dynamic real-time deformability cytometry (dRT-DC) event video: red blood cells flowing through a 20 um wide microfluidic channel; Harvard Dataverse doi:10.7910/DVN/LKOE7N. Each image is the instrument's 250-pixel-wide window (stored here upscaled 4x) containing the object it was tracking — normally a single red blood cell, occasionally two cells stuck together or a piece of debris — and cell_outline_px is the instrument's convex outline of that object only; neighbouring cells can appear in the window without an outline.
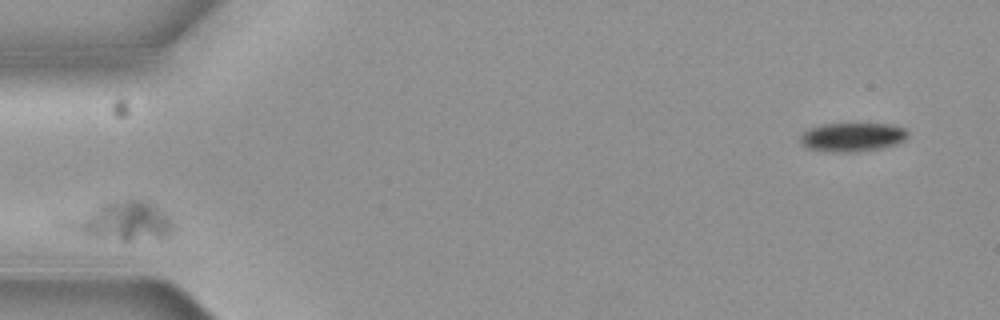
{"species": "common noctule bat (a hibernating species)", "species_latin": "Nyctalus noctula", "temperature_condition": "cold", "stored_images_in_passage": 7, "camera_frame_rate_fps": 3000, "um_per_image_px": 0.085, "animal": {"sex": "female", "body_mass_g": 19.3, "forearm_length_mm": 54.1}, "frame": {"image": 1, "passage_image": 2, "time_ms": 0.333, "image_size_px": [1000, 320], "cell_outline_px": [[176, 232], [172, 236], [128, 240], [120, 240], [88, 236], [56, 228], [56, 220], [64, 216], [108, 200], [148, 200], [156, 204], [176, 224]], "centroid_in_image_um": [10.19, 18.77], "position_along_channel_um": 74.8, "area_um2": 25.84}}
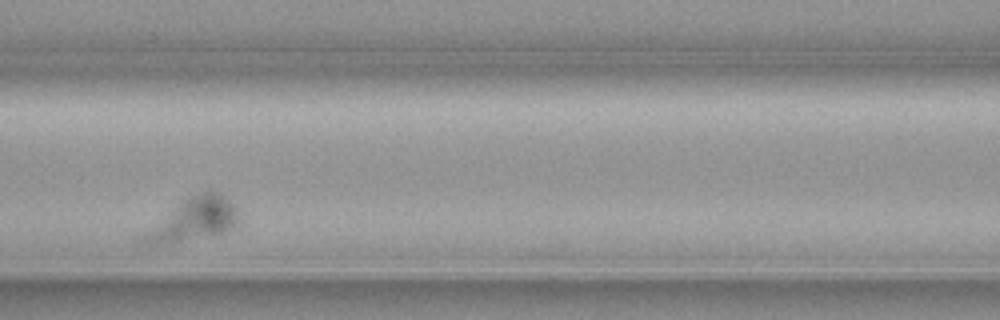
{"frame": {"image": 2, "passage_image": 4, "time_ms": 1.0, "image_size_px": [1000, 320], "cell_outline_px": [[244, 224], [236, 228], [212, 236], [168, 244], [144, 244], [140, 240], [180, 200], [188, 196], [208, 188], [212, 188], [220, 192], [236, 208], [244, 220]], "centroid_in_image_um": [16.62, 18.62], "position_along_channel_um": 150.0, "area_um2": 24.22}}
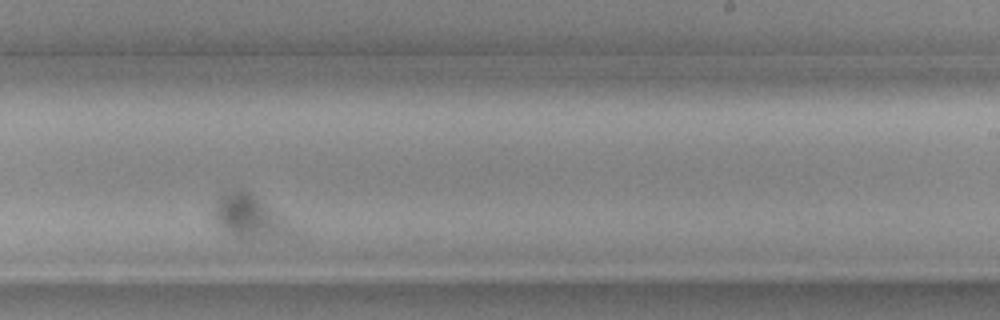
{"frame": {"image": 3, "passage_image": 7, "time_ms": 2.0, "image_size_px": [1000, 320], "cell_outline_px": [[296, 240], [240, 240], [232, 236], [212, 224], [212, 212], [220, 192], [240, 188], [248, 192], [280, 216], [296, 232]], "centroid_in_image_um": [21.17, 18.54], "position_along_channel_um": 267.8, "area_um2": 20.92}}